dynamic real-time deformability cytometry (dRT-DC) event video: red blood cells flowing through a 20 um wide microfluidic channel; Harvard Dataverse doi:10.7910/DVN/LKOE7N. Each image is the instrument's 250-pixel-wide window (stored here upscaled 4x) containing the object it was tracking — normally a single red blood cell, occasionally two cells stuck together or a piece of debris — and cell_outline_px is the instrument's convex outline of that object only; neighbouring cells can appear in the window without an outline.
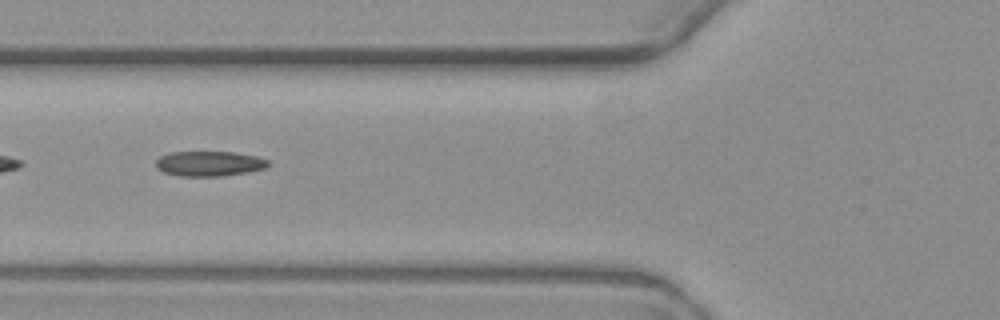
{"species": "common noctule bat (a hibernating species)", "species_latin": "Nyctalus noctula", "temperature_condition": "warm", "stored_images_in_passage": 9, "camera_frame_rate_fps": 3000, "um_per_image_px": 0.085, "animal": {"sex": "female", "body_mass_g": 19.3, "forearm_length_mm": 54.1}, "frame": {"image": 1, "passage_image": 6, "time_ms": 5.667, "image_size_px": [1000, 320], "cell_outline_px": [[272, 164], [264, 168], [248, 172], [224, 176], [180, 176], [164, 172], [156, 168], [156, 160], [160, 156], [172, 152], [236, 152], [256, 156], [268, 160]], "centroid_in_image_um": [17.81, 13.91], "position_along_channel_um": 108.0, "area_um2": 16.47}}
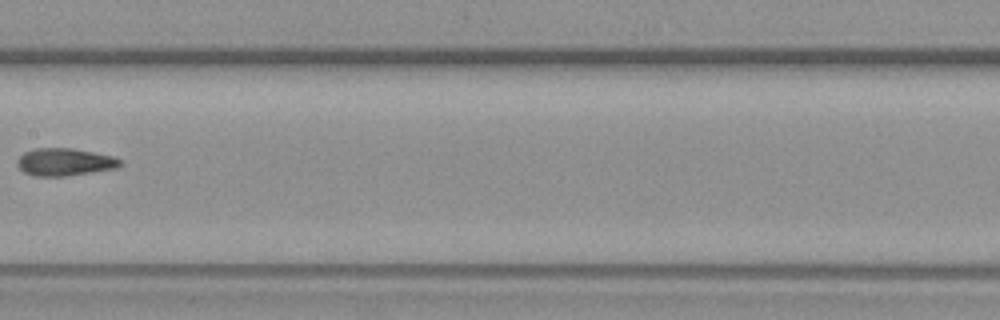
{"frame": {"image": 2, "passage_image": 8, "time_ms": 8.333, "image_size_px": [1000, 320], "cell_outline_px": [[124, 164], [116, 168], [64, 176], [36, 176], [24, 172], [16, 164], [16, 160], [24, 152], [36, 148], [72, 148], [112, 156], [120, 160]], "centroid_in_image_um": [5.47, 13.76], "position_along_channel_um": 201.9, "area_um2": 16.36}}
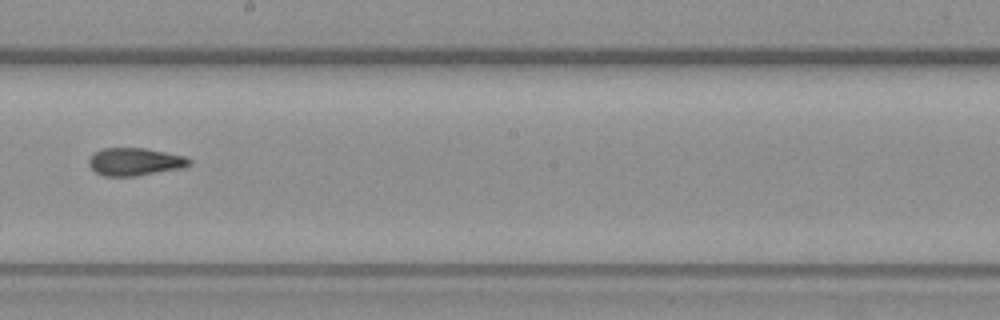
{"frame": {"image": 3, "passage_image": 9, "time_ms": 9.333, "image_size_px": [1000, 320], "cell_outline_px": [[192, 164], [184, 168], [136, 176], [104, 176], [96, 172], [88, 164], [88, 160], [100, 148], [144, 148], [184, 156], [192, 160]], "centroid_in_image_um": [11.49, 13.75], "position_along_channel_um": 236.7, "area_um2": 16.24}}